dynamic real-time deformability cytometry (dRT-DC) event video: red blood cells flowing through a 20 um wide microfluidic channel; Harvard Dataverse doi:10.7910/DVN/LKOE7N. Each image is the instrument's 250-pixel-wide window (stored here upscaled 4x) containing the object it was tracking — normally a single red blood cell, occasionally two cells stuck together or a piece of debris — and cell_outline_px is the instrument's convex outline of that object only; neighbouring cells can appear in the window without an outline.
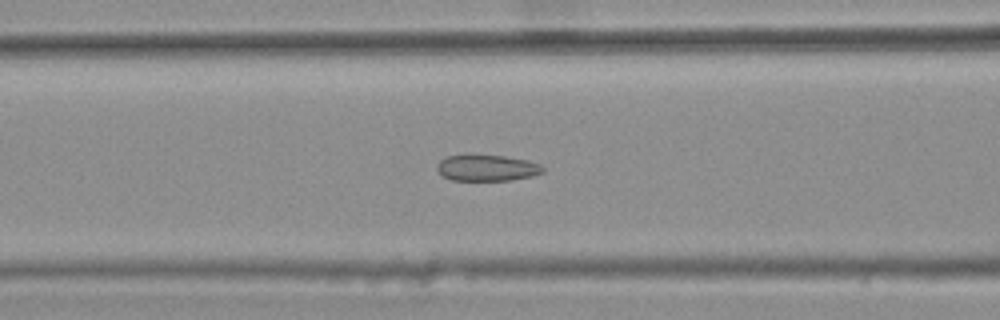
{"species": "common noctule bat (a hibernating species)", "species_latin": "Nyctalus noctula", "temperature_condition": "warm", "stored_images_in_passage": 39, "camera_frame_rate_fps": 3000, "um_per_image_px": 0.085, "animal": {"sex": "female", "body_mass_g": 25.1}, "frame": {"image": 1, "passage_image": 18, "time_ms": 5.667, "image_size_px": [1000, 320], "cell_outline_px": [[544, 172], [532, 176], [512, 180], [452, 180], [444, 176], [436, 168], [436, 164], [440, 160], [448, 156], [468, 152], [472, 152], [504, 156], [528, 160], [540, 164], [544, 168]], "centroid_in_image_um": [41.37, 14.22], "position_along_channel_um": 125.2, "area_um2": 16.76}}
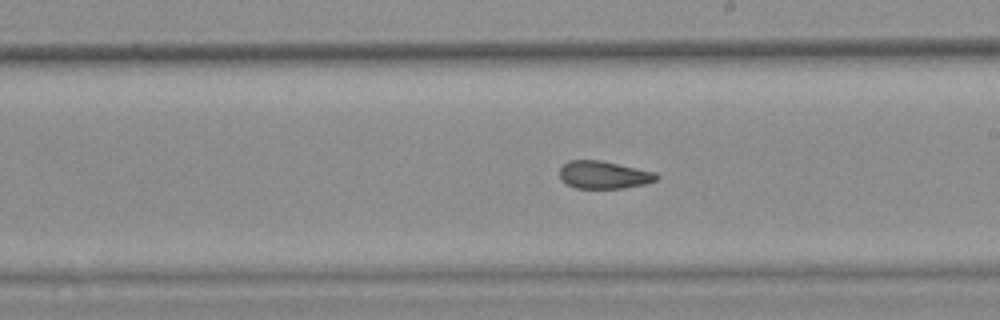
{"frame": {"image": 2, "passage_image": 27, "time_ms": 8.667, "image_size_px": [1000, 320], "cell_outline_px": [[660, 176], [656, 180], [644, 184], [620, 188], [576, 188], [560, 180], [560, 168], [568, 160], [600, 160], [656, 172]], "centroid_in_image_um": [51.31, 14.85], "position_along_channel_um": 237.7, "area_um2": 15.55}}
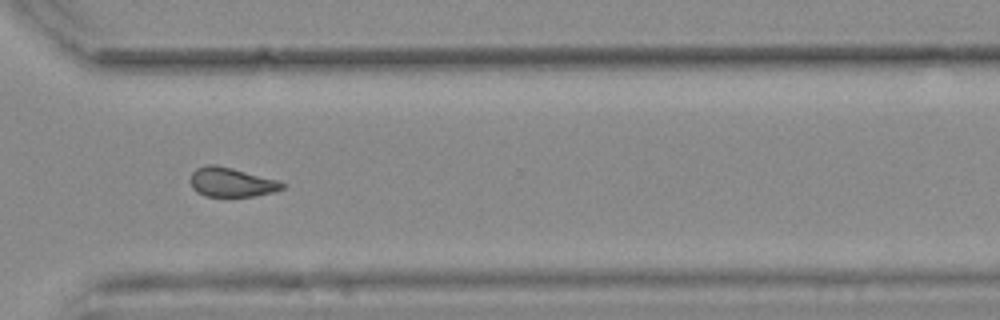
{"frame": {"image": 3, "passage_image": 36, "time_ms": 11.667, "image_size_px": [1000, 320], "cell_outline_px": [[284, 188], [272, 192], [252, 196], [204, 196], [196, 192], [192, 188], [192, 172], [196, 168], [208, 164], [216, 164], [280, 180], [284, 184]], "centroid_in_image_um": [19.67, 15.48], "position_along_channel_um": 350.9, "area_um2": 15.61}, "authors_computed_cell_mechanics": {"area_um2": 16.762, "velocity_mm_per_s": 3.7559, "shape_relaxation_time_tau1_ms": null, "shape_relaxation_time_tau2_ms": 2.4121, "deformation_change_tau1": null, "deformation_change_tau2": 0.0862}}